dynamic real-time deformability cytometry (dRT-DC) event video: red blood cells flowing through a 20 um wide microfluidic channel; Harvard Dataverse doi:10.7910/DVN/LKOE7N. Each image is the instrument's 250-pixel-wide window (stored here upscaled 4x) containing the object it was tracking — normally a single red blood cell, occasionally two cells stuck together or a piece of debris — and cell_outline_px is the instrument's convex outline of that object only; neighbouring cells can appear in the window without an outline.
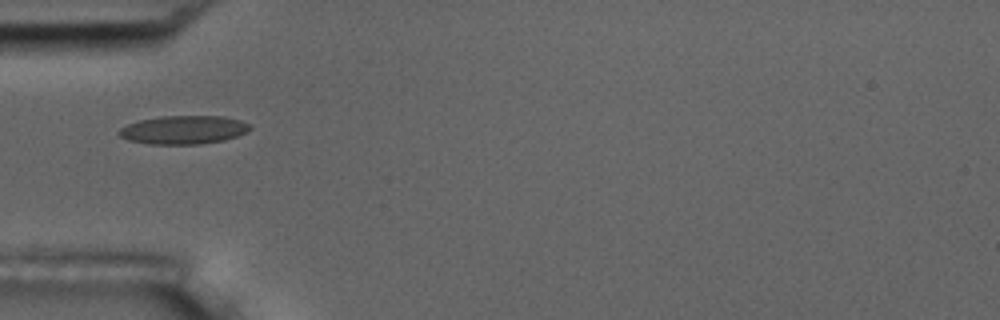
{"species": "common noctule bat (a hibernating species)", "species_latin": "Nyctalus noctula", "temperature_condition": "room temperature", "stored_images_in_passage": 8, "camera_frame_rate_fps": 3000, "um_per_image_px": 0.085, "animal": {"sex": "male", "body_mass_g": 17.5, "forearm_length_mm": 52.3}, "frame": {"image": 1, "passage_image": 5, "time_ms": 4.667, "image_size_px": [1000, 320], "cell_outline_px": [[252, 128], [248, 132], [224, 140], [200, 144], [148, 144], [128, 140], [120, 136], [116, 132], [120, 128], [128, 124], [140, 120], [160, 116], [224, 116], [240, 120], [252, 124]], "centroid_in_image_um": [15.62, 11.03], "position_along_channel_um": 69.4, "area_um2": 21.91}}
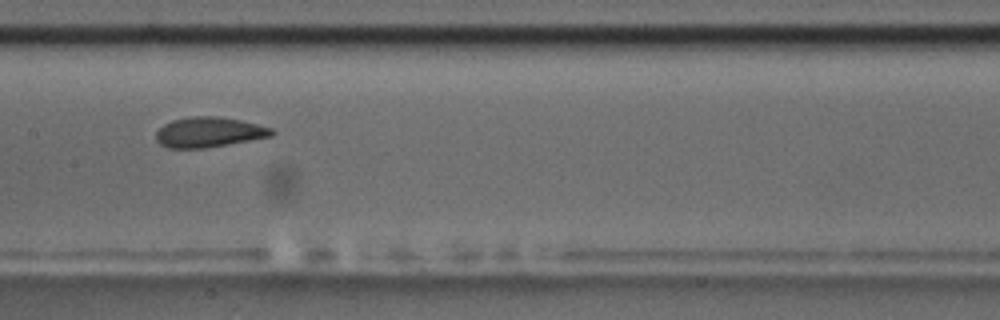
{"frame": {"image": 2, "passage_image": 8, "time_ms": 8.0, "image_size_px": [1000, 320], "cell_outline_px": [[276, 132], [272, 136], [228, 144], [204, 148], [168, 148], [160, 144], [156, 140], [156, 132], [164, 124], [172, 120], [192, 116], [216, 116], [240, 120], [272, 128]], "centroid_in_image_um": [17.75, 11.23], "position_along_channel_um": 189.7, "area_um2": 20.23}}